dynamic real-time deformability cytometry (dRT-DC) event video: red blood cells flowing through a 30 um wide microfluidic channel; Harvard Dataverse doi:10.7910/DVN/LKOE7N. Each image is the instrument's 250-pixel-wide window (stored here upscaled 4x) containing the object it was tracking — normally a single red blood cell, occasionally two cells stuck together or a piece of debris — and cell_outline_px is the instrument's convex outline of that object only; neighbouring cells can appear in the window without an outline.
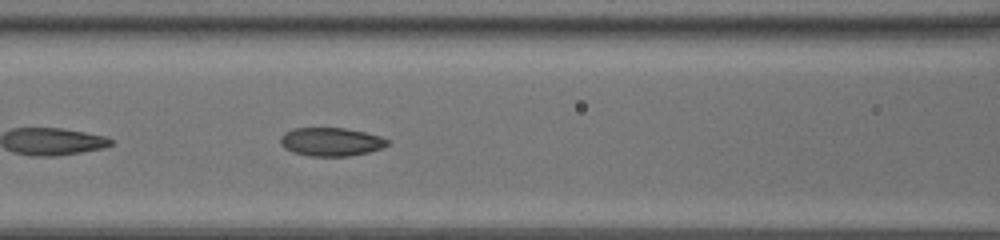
{"species": "common noctule bat (a hibernating species)", "species_latin": "Nyctalus noctula", "temperature_condition": "room temperature", "stored_images_in_passage": 33, "camera_frame_rate_fps": 3000, "um_per_image_px": 0.085, "animal": {"sex": "female", "body_mass_g": 20.0, "forearm_length_mm": 54.0}, "frame": {"image": 1, "passage_image": 24, "time_ms": 7.667, "image_size_px": [1000, 240], "cell_outline_px": [[388, 144], [380, 148], [368, 152], [348, 156], [308, 156], [292, 152], [284, 148], [280, 144], [280, 136], [284, 132], [292, 128], [344, 128], [364, 132], [380, 136], [388, 140]], "centroid_in_image_um": [28.07, 12.05], "position_along_channel_um": 138.5, "area_um2": 17.74}}